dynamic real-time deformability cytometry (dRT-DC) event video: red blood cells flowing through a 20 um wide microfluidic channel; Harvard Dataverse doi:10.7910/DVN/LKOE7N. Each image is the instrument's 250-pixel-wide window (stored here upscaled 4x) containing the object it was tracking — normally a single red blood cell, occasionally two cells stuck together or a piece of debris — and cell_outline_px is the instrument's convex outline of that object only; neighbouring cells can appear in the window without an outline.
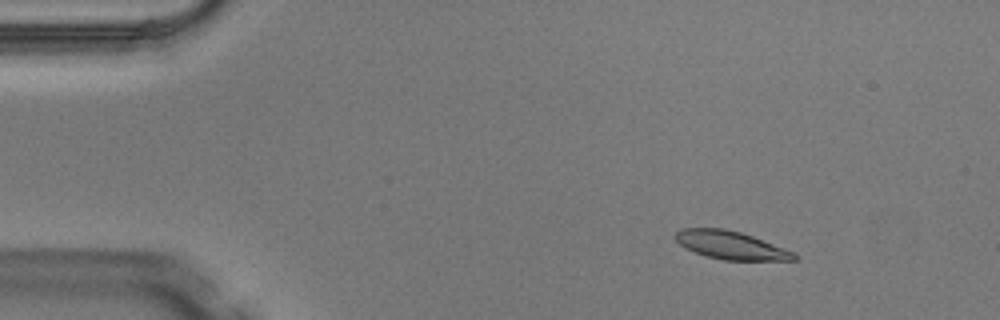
{"species": "Egyptian fruit bat (a non-hibernating species)", "species_latin": "Rousettus aegyptiacus", "temperature_condition": "warm", "stored_images_in_passage": 4, "camera_frame_rate_fps": 3000, "um_per_image_px": 0.085, "animal": {"sex": "male"}, "frame": {"image": 1, "passage_image": 2, "time_ms": 0.333, "image_size_px": [1000, 320], "cell_outline_px": [[800, 256], [796, 260], [724, 260], [708, 256], [696, 252], [680, 244], [676, 240], [676, 232], [680, 228], [724, 228], [740, 232], [752, 236], [792, 252]], "centroid_in_image_um": [62.12, 20.83], "position_along_channel_um": 22.9, "area_um2": 19.02}}
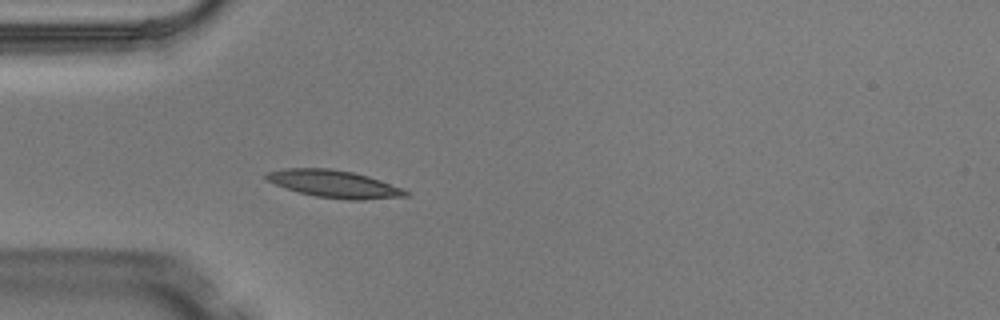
{"frame": {"image": 2, "passage_image": 4, "time_ms": 1.0, "image_size_px": [1000, 320], "cell_outline_px": [[412, 192], [408, 196], [364, 200], [348, 200], [316, 196], [300, 192], [264, 180], [264, 172], [284, 168], [332, 168], [352, 172], [368, 176], [380, 180]], "centroid_in_image_um": [28.4, 15.63], "position_along_channel_um": 56.6, "area_um2": 22.31}}